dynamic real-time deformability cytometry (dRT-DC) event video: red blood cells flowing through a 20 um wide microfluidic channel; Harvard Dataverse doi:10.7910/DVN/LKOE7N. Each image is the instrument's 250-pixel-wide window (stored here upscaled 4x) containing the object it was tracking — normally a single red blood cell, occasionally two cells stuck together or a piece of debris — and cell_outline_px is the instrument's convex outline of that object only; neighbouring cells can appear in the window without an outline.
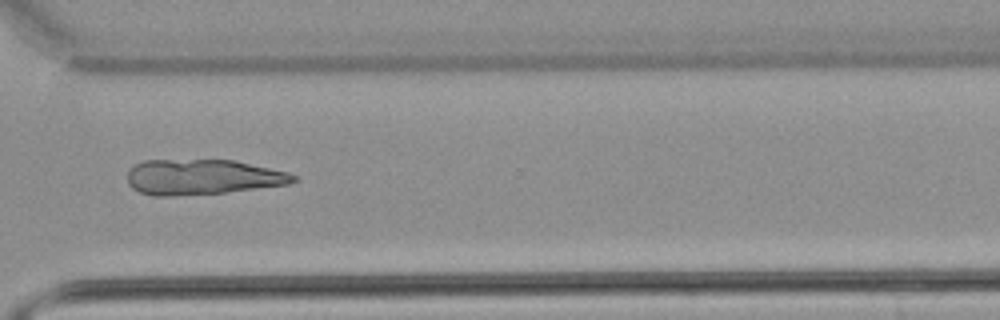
{"species": "common noctule bat (a hibernating species)", "species_latin": "Nyctalus noctula", "temperature_condition": "warm", "stored_images_in_passage": 53, "camera_frame_rate_fps": 3000, "um_per_image_px": 0.085, "animal": {"sex": "male", "body_mass_g": 21.5, "forearm_length_mm": 52.0}, "frame": {"image": 1, "passage_image": 40, "time_ms": 13.0, "image_size_px": [1000, 320], "cell_outline_px": [[300, 180], [288, 184], [224, 192], [168, 196], [152, 196], [140, 192], [132, 188], [128, 184], [128, 172], [136, 164], [144, 160], [236, 160], [288, 172], [296, 176]], "centroid_in_image_um": [17.22, 15.04], "position_along_channel_um": 353.4, "area_um2": 34.04}}